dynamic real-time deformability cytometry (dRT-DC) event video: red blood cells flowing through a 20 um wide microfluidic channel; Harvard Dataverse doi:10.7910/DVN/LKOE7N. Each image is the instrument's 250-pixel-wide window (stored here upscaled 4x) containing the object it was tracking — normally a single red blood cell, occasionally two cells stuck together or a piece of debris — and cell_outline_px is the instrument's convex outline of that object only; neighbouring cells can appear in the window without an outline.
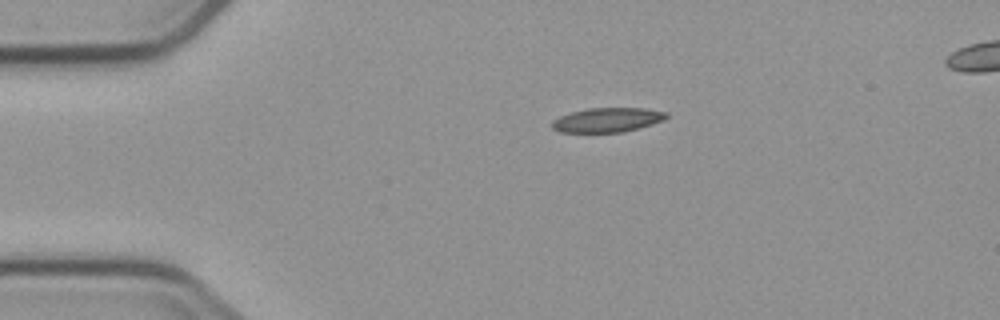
{"species": "common noctule bat (a hibernating species)", "species_latin": "Nyctalus noctula", "temperature_condition": "cold", "stored_images_in_passage": 3, "camera_frame_rate_fps": 3000, "um_per_image_px": 0.085, "animal": {"sex": "male", "body_mass_g": 23.1, "forearm_length_mm": 52.7}, "frame": {"image": 1, "passage_image": 1, "time_ms": 0.0, "image_size_px": [1000, 320], "cell_outline_px": [[668, 116], [664, 120], [640, 128], [624, 132], [560, 132], [552, 128], [552, 120], [560, 116], [572, 112], [588, 108], [644, 108], [668, 112]], "centroid_in_image_um": [51.65, 10.19], "position_along_channel_um": 33.3, "area_um2": 16.3}}